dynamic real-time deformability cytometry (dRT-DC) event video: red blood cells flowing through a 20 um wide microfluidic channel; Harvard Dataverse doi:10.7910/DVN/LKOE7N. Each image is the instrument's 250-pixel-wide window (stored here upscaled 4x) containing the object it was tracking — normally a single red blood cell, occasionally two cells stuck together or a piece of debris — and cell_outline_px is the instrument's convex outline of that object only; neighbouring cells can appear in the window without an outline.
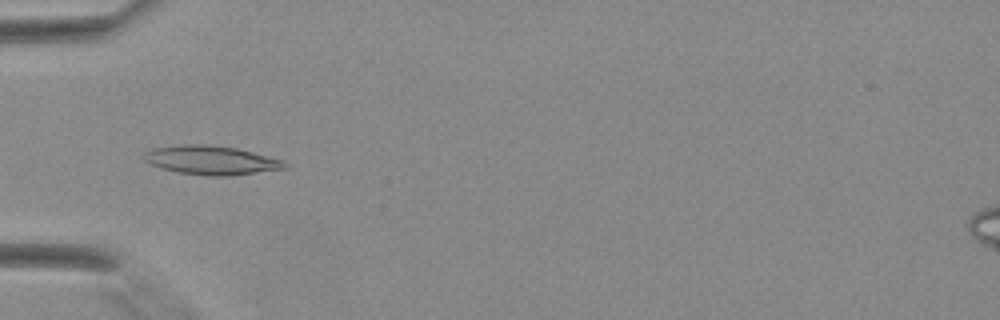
{"species": "Egyptian fruit bat (a non-hibernating species)", "species_latin": "Rousettus aegyptiacus", "temperature_condition": "warm", "stored_images_in_passage": 1, "camera_frame_rate_fps": 3000, "um_per_image_px": 0.085, "animal": {"sex": "female"}, "frame": {"image": 1, "passage_image": 1, "time_ms": 0.0, "image_size_px": [1000, 320], "cell_outline_px": [[288, 168], [228, 176], [208, 176], [180, 172], [164, 168], [152, 164], [144, 160], [144, 152], [152, 148], [180, 144], [204, 144], [236, 148], [284, 160], [288, 164]], "centroid_in_image_um": [17.98, 13.61], "position_along_channel_um": 67.0, "area_um2": 23.58}}